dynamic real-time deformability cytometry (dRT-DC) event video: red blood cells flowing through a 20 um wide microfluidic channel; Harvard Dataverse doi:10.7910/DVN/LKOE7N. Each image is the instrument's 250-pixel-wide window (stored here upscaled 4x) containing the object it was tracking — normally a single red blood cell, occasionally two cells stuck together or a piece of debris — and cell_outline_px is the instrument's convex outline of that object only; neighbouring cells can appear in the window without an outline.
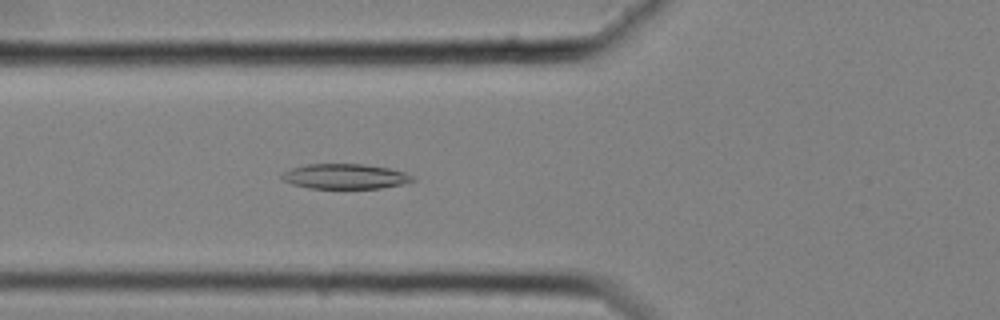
{"species": "common noctule bat (a hibernating species)", "species_latin": "Nyctalus noctula", "temperature_condition": "cold", "stored_images_in_passage": 50, "camera_frame_rate_fps": 3000, "um_per_image_px": 0.085, "animal": {"sex": "female", "body_mass_g": 25.1}, "frame": {"image": 1, "passage_image": 14, "time_ms": 4.333, "image_size_px": [1000, 320], "cell_outline_px": [[416, 180], [400, 184], [380, 188], [308, 188], [292, 184], [284, 180], [280, 176], [284, 172], [292, 168], [308, 164], [364, 164], [388, 168], [404, 172], [416, 176]], "centroid_in_image_um": [29.35, 14.99], "position_along_channel_um": 96.4, "area_um2": 18.96}}
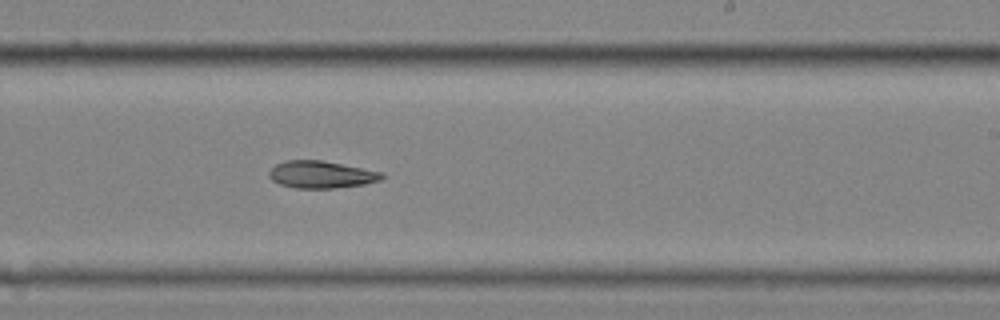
{"frame": {"image": 2, "passage_image": 28, "time_ms": 9.0, "image_size_px": [1000, 320], "cell_outline_px": [[384, 176], [380, 180], [364, 184], [332, 188], [296, 188], [280, 184], [272, 180], [268, 176], [268, 172], [276, 164], [284, 160], [320, 160], [384, 172]], "centroid_in_image_um": [27.28, 14.83], "position_along_channel_um": 261.7, "area_um2": 17.8}}
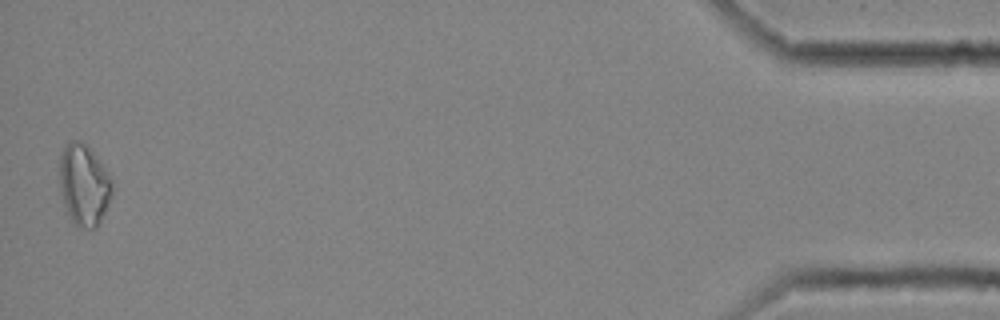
{"frame": {"image": 3, "passage_image": 49, "time_ms": 16.0, "image_size_px": [1000, 320], "cell_outline_px": [[112, 192], [104, 212], [96, 228], [80, 228], [72, 224], [64, 204], [60, 188], [60, 156], [68, 140], [80, 140], [100, 160], [112, 176]], "centroid_in_image_um": [7.13, 15.71], "position_along_channel_um": 428.1, "area_um2": 24.91}}